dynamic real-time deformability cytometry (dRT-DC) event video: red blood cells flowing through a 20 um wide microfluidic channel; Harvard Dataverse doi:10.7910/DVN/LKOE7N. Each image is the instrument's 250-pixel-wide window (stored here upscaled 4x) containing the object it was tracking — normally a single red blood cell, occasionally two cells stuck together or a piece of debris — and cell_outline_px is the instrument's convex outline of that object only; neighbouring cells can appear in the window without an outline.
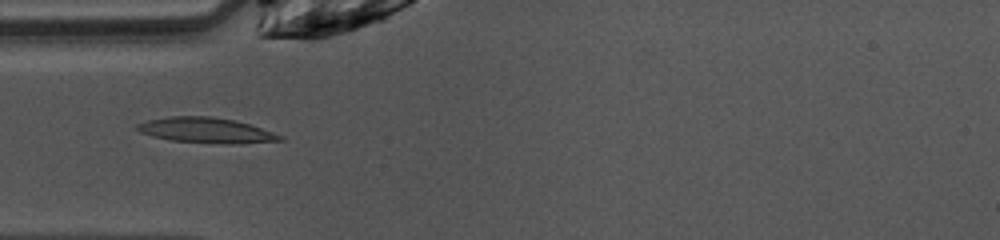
{"species": "common noctule bat (a hibernating species)", "species_latin": "Nyctalus noctula", "temperature_condition": "warm", "stored_images_in_passage": 47, "camera_frame_rate_fps": 3000, "um_per_image_px": 0.085, "animal": {"sex": "female", "body_mass_g": 10.0, "forearm_length_mm": 53.1}, "frame": {"image": 1, "passage_image": 13, "time_ms": 4.0, "image_size_px": [1000, 240], "cell_outline_px": [[284, 140], [232, 144], [228, 144], [168, 140], [152, 136], [140, 132], [136, 128], [136, 124], [148, 120], [168, 116], [212, 116], [232, 120], [248, 124], [284, 136]], "centroid_in_image_um": [17.48, 11.07], "position_along_channel_um": 67.5, "area_um2": 20.92}}
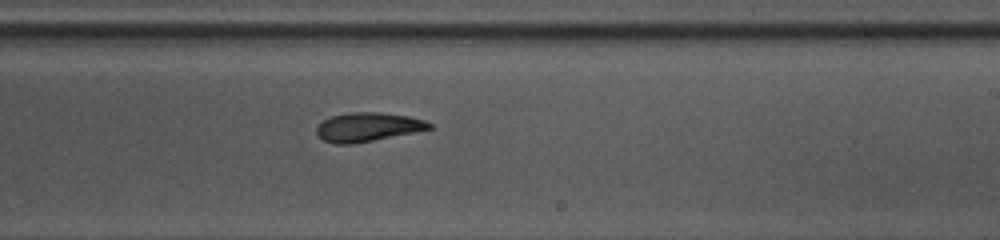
{"frame": {"image": 2, "passage_image": 27, "time_ms": 8.667, "image_size_px": [1000, 240], "cell_outline_px": [[432, 128], [416, 132], [352, 144], [336, 144], [324, 140], [316, 132], [316, 128], [324, 120], [332, 116], [352, 112], [380, 112], [408, 116], [424, 120], [432, 124]], "centroid_in_image_um": [31.28, 10.79], "position_along_channel_um": 257.7, "area_um2": 18.79}}
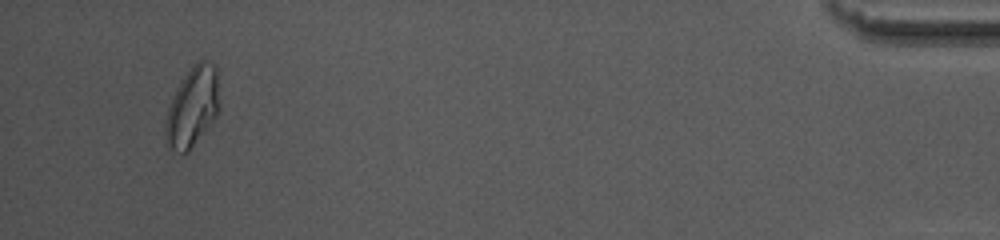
{"frame": {"image": 3, "passage_image": 45, "time_ms": 14.667, "image_size_px": [1000, 240], "cell_outline_px": [[220, 108], [216, 116], [188, 152], [180, 152], [172, 148], [168, 144], [164, 132], [164, 128], [168, 108], [176, 88], [180, 80], [196, 60], [204, 60], [216, 64], [220, 104]], "centroid_in_image_um": [16.38, 9.02], "position_along_channel_um": 418.8, "area_um2": 25.14}, "authors_computed_cell_mechanics": {"area_um2": 19.8254, "velocity_mm_per_s": 4.0482, "shape_relaxation_time_tau1_ms": 7.9309, "shape_relaxation_time_tau2_ms": 3.8943, "deformation_change_tau1": 0.2244, "deformation_change_tau2": 0.0933}}